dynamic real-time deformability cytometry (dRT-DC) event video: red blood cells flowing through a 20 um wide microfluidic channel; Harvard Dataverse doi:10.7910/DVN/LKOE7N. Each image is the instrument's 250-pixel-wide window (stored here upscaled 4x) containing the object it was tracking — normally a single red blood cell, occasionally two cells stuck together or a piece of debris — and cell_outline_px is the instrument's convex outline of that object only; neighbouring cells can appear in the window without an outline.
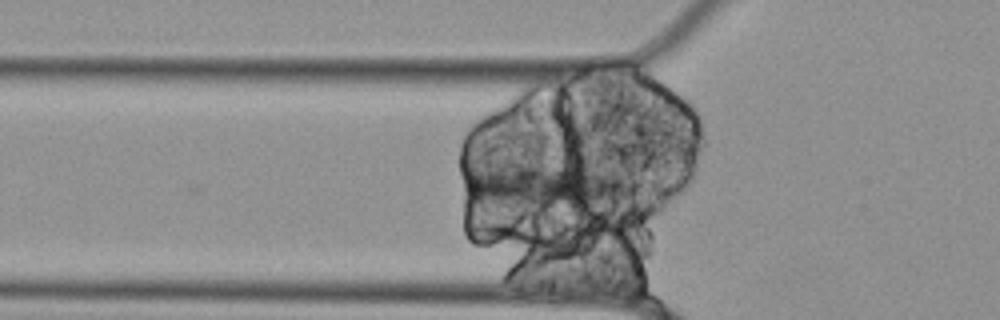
{"species": "Egyptian fruit bat (a non-hibernating species)", "species_latin": "Rousettus aegyptiacus", "temperature_condition": "cold", "stored_images_in_passage": 31, "segment_of_instrument_passage": [1, 2], "camera_frame_rate_fps": 3000, "um_per_image_px": 0.085, "animal": {"sex": "female"}, "frame": {"image": 1, "passage_image": 3, "time_ms": 0.667, "image_size_px": [1000, 320], "cell_outline_px": [[624, 192], [612, 196], [552, 208], [548, 208], [464, 192], [464, 180], [484, 168], [500, 164], [568, 168], [600, 176], [620, 184], [624, 188]], "centroid_in_image_um": [45.92, 15.75], "position_along_channel_um": 79.9, "area_um2": 34.74}}